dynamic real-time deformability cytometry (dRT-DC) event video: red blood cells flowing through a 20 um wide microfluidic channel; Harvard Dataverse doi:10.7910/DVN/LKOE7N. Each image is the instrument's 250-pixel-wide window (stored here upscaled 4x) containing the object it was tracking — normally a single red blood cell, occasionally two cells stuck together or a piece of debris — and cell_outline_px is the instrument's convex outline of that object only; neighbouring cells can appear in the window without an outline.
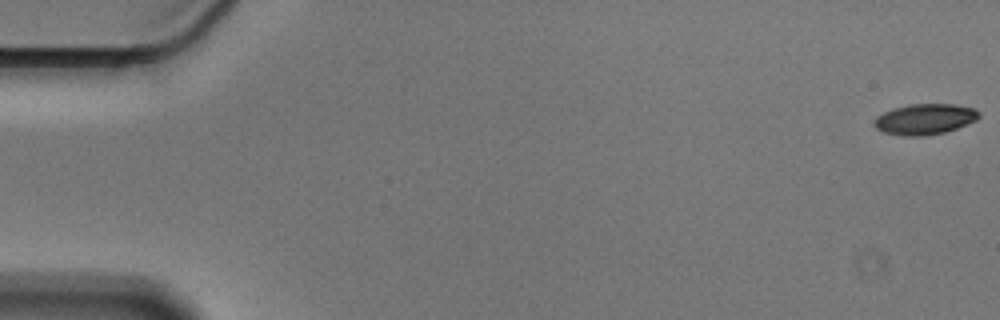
{"species": "Egyptian fruit bat (a non-hibernating species)", "species_latin": "Rousettus aegyptiacus", "temperature_condition": "cold", "stored_images_in_passage": 57, "camera_frame_rate_fps": 3000, "um_per_image_px": 0.085, "animal": {"sex": "male"}, "frame": {"image": 1, "passage_image": 1, "time_ms": 0.0, "image_size_px": [1000, 320], "cell_outline_px": [[980, 116], [976, 120], [956, 128], [944, 132], [924, 136], [904, 136], [884, 132], [876, 128], [872, 124], [872, 120], [876, 116], [892, 108], [912, 104], [956, 104], [972, 108], [980, 112]], "centroid_in_image_um": [78.57, 10.12], "position_along_channel_um": 6.4, "area_um2": 18.79}}
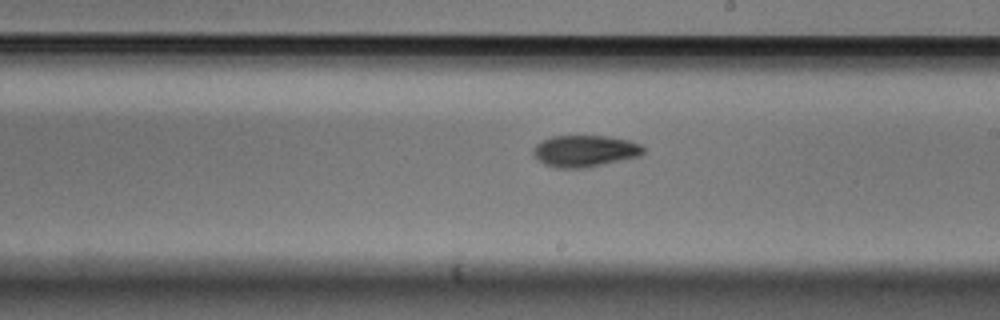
{"frame": {"image": 2, "passage_image": 33, "time_ms": 10.667, "image_size_px": [1000, 320], "cell_outline_px": [[644, 152], [640, 156], [588, 168], [556, 168], [544, 164], [532, 156], [532, 148], [536, 144], [552, 136], [604, 136], [628, 140], [640, 144], [644, 148]], "centroid_in_image_um": [49.68, 12.85], "position_along_channel_um": 239.3, "area_um2": 20.46}}
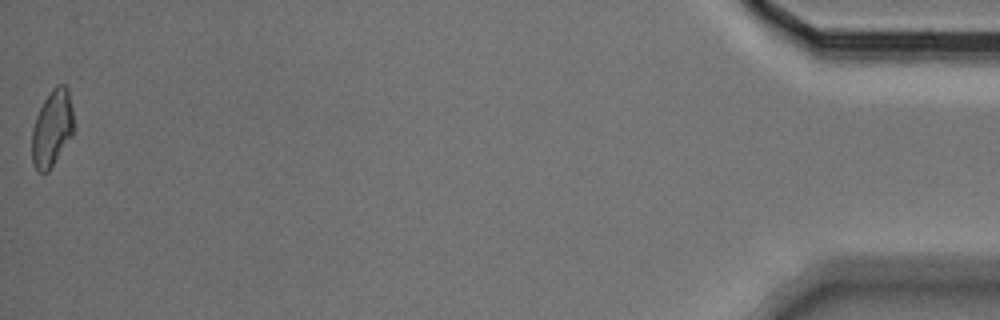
{"frame": {"image": 3, "passage_image": 57, "time_ms": 18.667, "image_size_px": [1000, 320], "cell_outline_px": [[72, 136], [48, 172], [40, 172], [32, 164], [32, 128], [36, 116], [44, 100], [52, 88], [56, 84], [64, 84], [68, 88], [72, 108]], "centroid_in_image_um": [4.41, 10.89], "position_along_channel_um": 430.8, "area_um2": 18.5}, "authors_computed_cell_mechanics": {"area_um2": 19.4208, "velocity_mm_per_s": 3.5678, "shape_relaxation_time_tau1_ms": 3.3689, "shape_relaxation_time_tau2_ms": 3.9546, "deformation_change_tau1": 0.1004, "deformation_change_tau2": 0.0799}}